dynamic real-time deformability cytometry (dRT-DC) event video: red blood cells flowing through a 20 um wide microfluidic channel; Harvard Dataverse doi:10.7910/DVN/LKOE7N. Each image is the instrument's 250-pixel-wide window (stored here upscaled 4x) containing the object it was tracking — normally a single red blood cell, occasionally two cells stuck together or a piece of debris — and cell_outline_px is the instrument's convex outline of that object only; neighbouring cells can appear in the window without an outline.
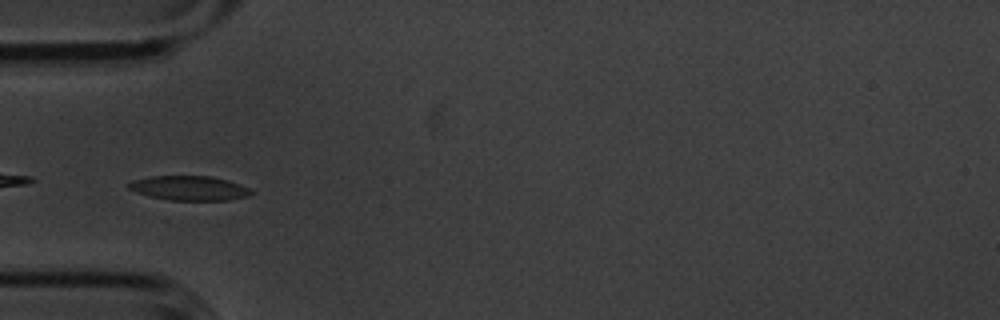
{"species": "common noctule bat (a hibernating species)", "species_latin": "Nyctalus noctula", "temperature_condition": "cold", "stored_images_in_passage": 3, "camera_frame_rate_fps": 3000, "um_per_image_px": 0.085, "animal": {"sex": "male", "body_mass_g": 20.1, "forearm_length_mm": 53.5}, "frame": {"image": 1, "passage_image": 2, "time_ms": 0.333, "image_size_px": [1000, 320], "cell_outline_px": [[252, 192], [248, 196], [228, 200], [168, 200], [148, 196], [136, 192], [128, 188], [128, 184], [136, 180], [152, 176], [208, 176], [228, 180], [240, 184], [248, 188]], "centroid_in_image_um": [16.09, 15.99], "position_along_channel_um": 68.9, "area_um2": 17.28}}
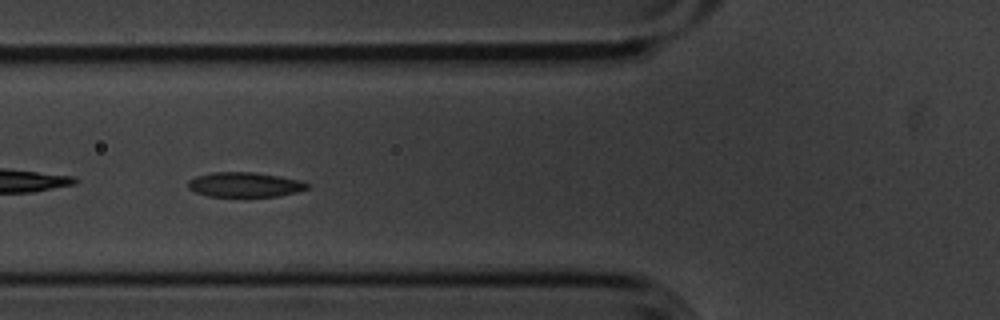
{"frame": {"image": 2, "passage_image": 3, "time_ms": 0.667, "image_size_px": [1000, 320], "cell_outline_px": [[312, 184], [308, 188], [296, 192], [276, 196], [244, 200], [208, 196], [196, 192], [188, 188], [188, 180], [196, 176], [212, 172], [256, 172], [280, 176], [300, 180]], "centroid_in_image_um": [20.81, 15.74], "position_along_channel_um": 105.0, "area_um2": 18.21}}